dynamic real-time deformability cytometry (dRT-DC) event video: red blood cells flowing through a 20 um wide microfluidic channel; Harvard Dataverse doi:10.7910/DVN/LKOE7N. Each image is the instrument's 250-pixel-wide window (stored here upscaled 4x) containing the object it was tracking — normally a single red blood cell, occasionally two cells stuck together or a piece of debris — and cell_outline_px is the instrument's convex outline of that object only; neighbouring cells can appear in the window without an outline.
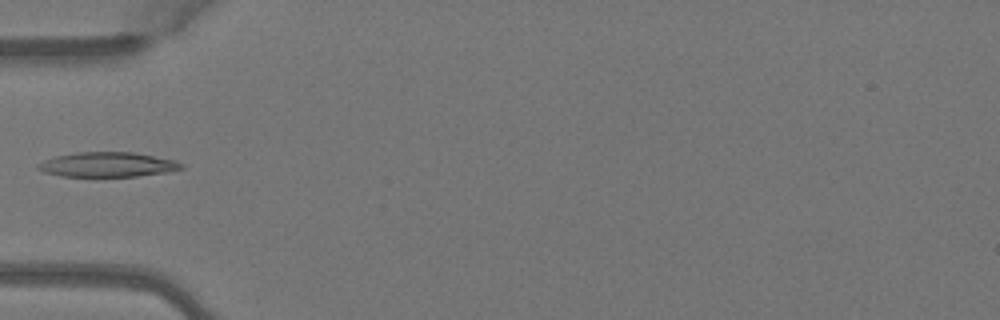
{"species": "Egyptian fruit bat (a non-hibernating species)", "species_latin": "Rousettus aegyptiacus", "temperature_condition": "warm", "stored_images_in_passage": 5, "camera_frame_rate_fps": 3000, "um_per_image_px": 0.085, "animal": {"sex": "female"}, "frame": {"image": 1, "passage_image": 4, "time_ms": 1.0, "image_size_px": [1000, 320], "cell_outline_px": [[184, 168], [168, 172], [136, 176], [60, 176], [44, 172], [36, 168], [36, 164], [44, 160], [56, 156], [76, 152], [132, 152], [176, 160], [184, 164]], "centroid_in_image_um": [9.15, 13.98], "position_along_channel_um": 75.9, "area_um2": 20.69}}
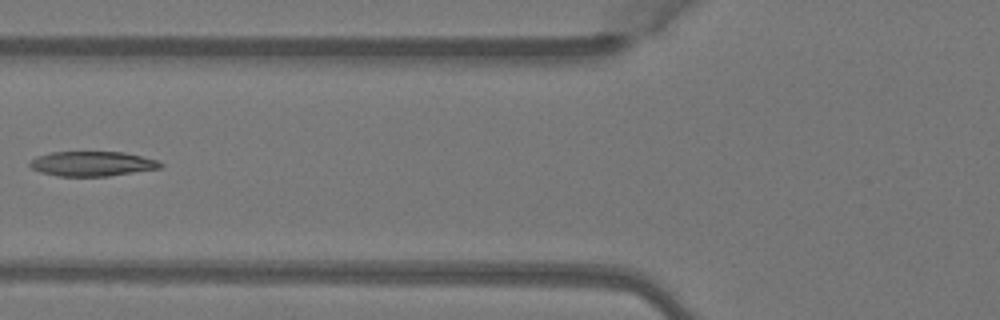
{"frame": {"image": 2, "passage_image": 5, "time_ms": 1.333, "image_size_px": [1000, 320], "cell_outline_px": [[164, 164], [160, 168], [108, 176], [56, 176], [40, 172], [32, 168], [28, 164], [36, 156], [52, 152], [124, 152], [160, 160]], "centroid_in_image_um": [7.85, 13.91], "position_along_channel_um": 117.9, "area_um2": 18.9}}